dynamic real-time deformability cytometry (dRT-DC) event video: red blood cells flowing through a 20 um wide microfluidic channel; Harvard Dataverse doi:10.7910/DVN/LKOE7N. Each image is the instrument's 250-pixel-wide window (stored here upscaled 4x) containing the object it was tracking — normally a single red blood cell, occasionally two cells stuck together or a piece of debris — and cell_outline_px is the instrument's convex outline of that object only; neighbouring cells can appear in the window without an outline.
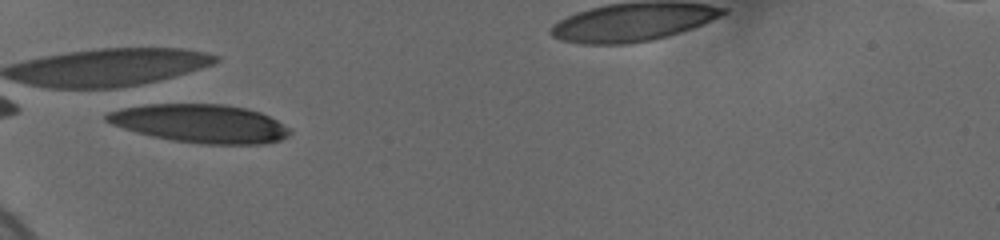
{"species": "human", "species_latin": "Homo sapiens", "temperature_condition": "cold", "stored_images_in_passage": 19, "camera_frame_rate_fps": 3000, "um_per_image_px": 0.085, "donor": {"sex": "female"}, "frame": {"image": 1, "passage_image": 1, "time_ms": 0.0, "image_size_px": [1000, 240], "cell_outline_px": [[292, 132], [288, 136], [280, 140], [264, 144], [200, 144], [172, 140], [152, 136], [136, 132], [112, 124], [104, 120], [104, 116], [108, 112], [124, 108], [144, 104], [224, 104], [244, 108], [260, 112], [276, 120], [288, 128]], "centroid_in_image_um": [17.02, 10.5], "position_along_channel_um": 68.0, "area_um2": 40.86}}